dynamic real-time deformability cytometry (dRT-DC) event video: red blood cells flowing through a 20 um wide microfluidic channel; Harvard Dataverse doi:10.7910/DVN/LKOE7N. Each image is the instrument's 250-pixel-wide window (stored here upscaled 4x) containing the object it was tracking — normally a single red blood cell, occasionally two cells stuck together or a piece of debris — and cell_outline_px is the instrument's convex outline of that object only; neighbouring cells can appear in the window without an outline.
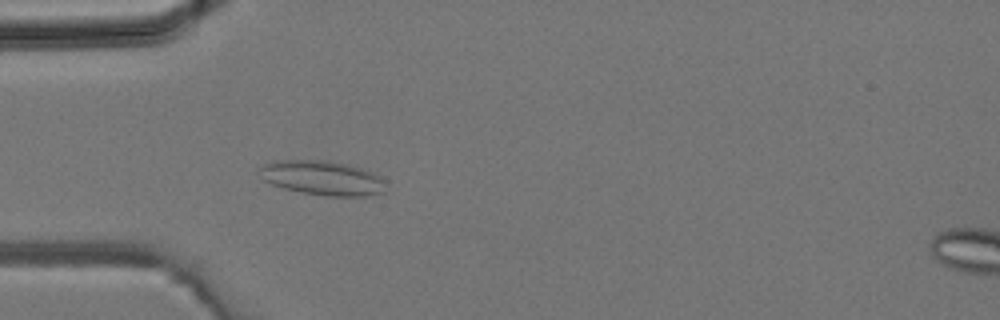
{"species": "common noctule bat (a hibernating species)", "species_latin": "Nyctalus noctula", "temperature_condition": "room temperature", "stored_images_in_passage": 4, "camera_frame_rate_fps": 3000, "um_per_image_px": 0.085, "animal": {"sex": "male", "body_mass_g": 19.2, "forearm_length_mm": 51.8}, "frame": {"image": 1, "passage_image": 3, "time_ms": 0.667, "image_size_px": [1000, 320], "cell_outline_px": [[384, 192], [364, 196], [328, 196], [304, 192], [284, 188], [272, 184], [264, 180], [260, 168], [264, 164], [272, 160], [328, 160], [360, 168], [372, 172], [380, 176], [384, 180]], "centroid_in_image_um": [27.41, 15.11], "position_along_channel_um": 57.6, "area_um2": 25.03}}